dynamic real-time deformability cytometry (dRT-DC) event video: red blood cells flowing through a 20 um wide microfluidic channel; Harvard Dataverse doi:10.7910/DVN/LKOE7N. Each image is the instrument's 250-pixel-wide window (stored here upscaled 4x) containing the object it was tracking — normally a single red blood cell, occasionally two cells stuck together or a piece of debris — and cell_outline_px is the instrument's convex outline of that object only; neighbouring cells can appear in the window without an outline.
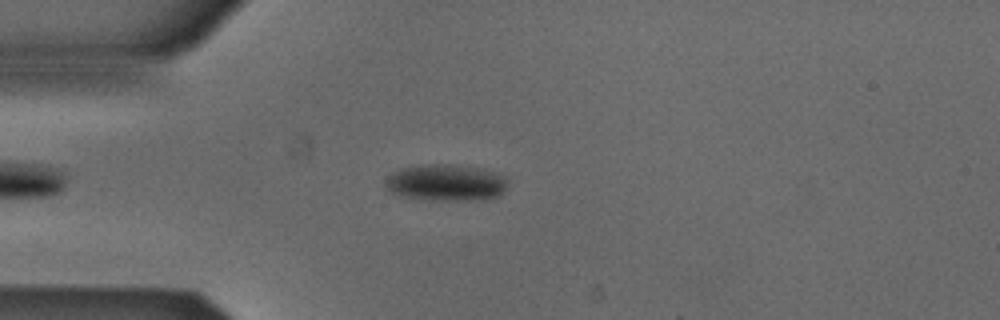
{"species": "Egyptian fruit bat (a non-hibernating species)", "species_latin": "Rousettus aegyptiacus", "temperature_condition": "cold", "stored_images_in_passage": 4, "camera_frame_rate_fps": 3000, "um_per_image_px": 0.085, "animal": {"sex": "male"}, "frame": {"image": 1, "passage_image": 4, "time_ms": 1.0, "image_size_px": [1000, 320], "cell_outline_px": [[508, 180], [504, 192], [500, 196], [480, 200], [432, 200], [400, 196], [388, 192], [384, 184], [384, 180], [400, 168], [432, 164], [448, 164], [480, 168], [504, 176]], "centroid_in_image_um": [37.9, 15.54], "position_along_channel_um": 47.1, "area_um2": 26.18}}